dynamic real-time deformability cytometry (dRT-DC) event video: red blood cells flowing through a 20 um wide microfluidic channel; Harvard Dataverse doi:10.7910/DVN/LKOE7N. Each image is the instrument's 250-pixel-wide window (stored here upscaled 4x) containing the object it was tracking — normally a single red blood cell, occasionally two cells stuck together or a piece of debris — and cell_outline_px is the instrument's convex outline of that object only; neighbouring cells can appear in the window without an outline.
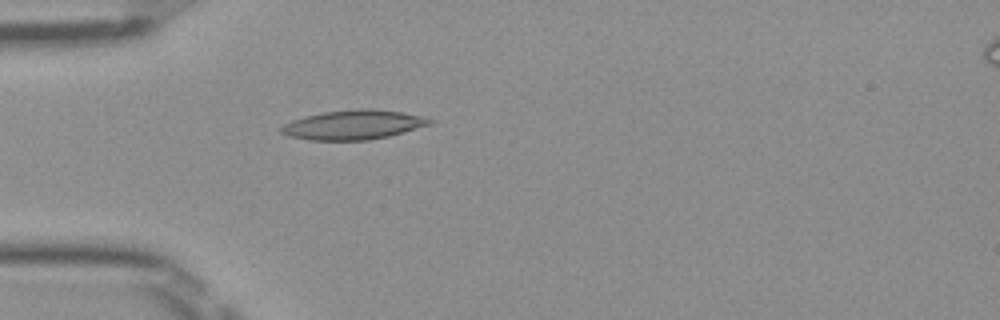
{"species": "Egyptian fruit bat (a non-hibernating species)", "species_latin": "Rousettus aegyptiacus", "temperature_condition": "room temperature", "stored_images_in_passage": 46, "camera_frame_rate_fps": 3000, "um_per_image_px": 0.085, "frame": {"image": 1, "passage_image": 10, "time_ms": 3.0, "image_size_px": [1000, 320], "cell_outline_px": [[436, 120], [432, 124], [388, 136], [368, 140], [312, 140], [288, 136], [280, 132], [280, 128], [284, 124], [292, 120], [304, 116], [324, 112], [356, 108], [372, 108], [400, 112], [424, 116]], "centroid_in_image_um": [30.05, 10.6], "position_along_channel_um": 54.9, "area_um2": 25.55}}
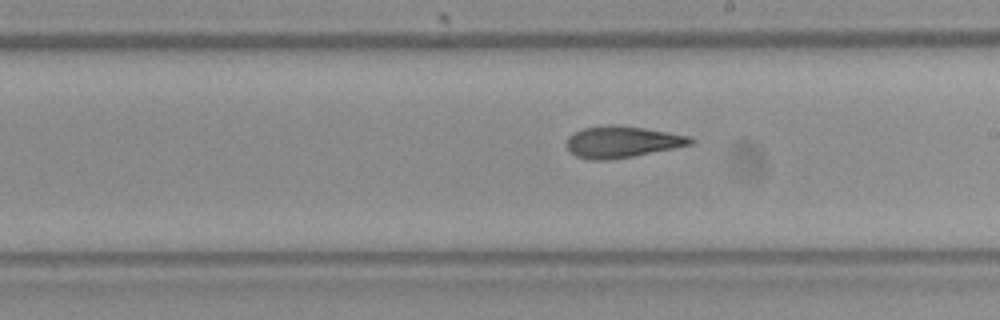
{"frame": {"image": 2, "passage_image": 24, "time_ms": 7.667, "image_size_px": [1000, 320], "cell_outline_px": [[696, 140], [692, 144], [632, 156], [608, 160], [588, 160], [576, 156], [568, 148], [568, 136], [584, 128], [608, 124], [612, 124], [644, 128], [692, 136]], "centroid_in_image_um": [52.9, 12.05], "position_along_channel_um": 236.1, "area_um2": 22.54}}
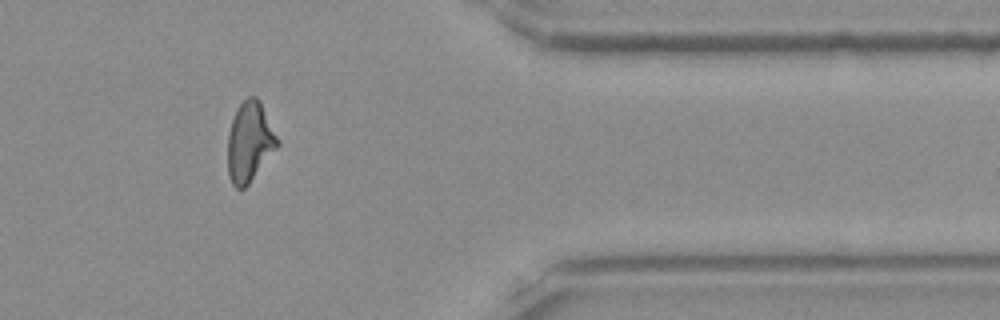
{"frame": {"image": 3, "passage_image": 37, "time_ms": 12.0, "image_size_px": [1000, 320], "cell_outline_px": [[280, 144], [248, 184], [244, 188], [236, 188], [232, 184], [228, 176], [228, 132], [236, 108], [248, 96], [256, 96], [260, 100], [280, 140]], "centroid_in_image_um": [21.23, 12.04], "position_along_channel_um": 390.2, "area_um2": 23.24}, "authors_computed_cell_mechanics": {"area_um2": 22.9755, "velocity_mm_per_s": 4.0196, "shape_relaxation_time_tau1_ms": 9.8141, "shape_relaxation_time_tau2_ms": 2.5561, "deformation_change_tau1": 0.2486, "deformation_change_tau2": 0.1172}}